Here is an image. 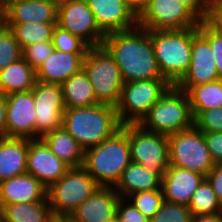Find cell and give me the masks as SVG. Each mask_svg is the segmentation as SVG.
Returning a JSON list of instances; mask_svg holds the SVG:
<instances>
[{"instance_id": "cell-1", "label": "cell", "mask_w": 222, "mask_h": 222, "mask_svg": "<svg viewBox=\"0 0 222 222\" xmlns=\"http://www.w3.org/2000/svg\"><path fill=\"white\" fill-rule=\"evenodd\" d=\"M102 46L115 60L124 83L164 79L151 44L150 30L134 29L105 35Z\"/></svg>"}, {"instance_id": "cell-2", "label": "cell", "mask_w": 222, "mask_h": 222, "mask_svg": "<svg viewBox=\"0 0 222 222\" xmlns=\"http://www.w3.org/2000/svg\"><path fill=\"white\" fill-rule=\"evenodd\" d=\"M117 111L106 105L66 108L62 127L87 150L99 145L121 128Z\"/></svg>"}, {"instance_id": "cell-3", "label": "cell", "mask_w": 222, "mask_h": 222, "mask_svg": "<svg viewBox=\"0 0 222 222\" xmlns=\"http://www.w3.org/2000/svg\"><path fill=\"white\" fill-rule=\"evenodd\" d=\"M131 163L127 124L99 145L85 150L83 168L102 187H114Z\"/></svg>"}, {"instance_id": "cell-4", "label": "cell", "mask_w": 222, "mask_h": 222, "mask_svg": "<svg viewBox=\"0 0 222 222\" xmlns=\"http://www.w3.org/2000/svg\"><path fill=\"white\" fill-rule=\"evenodd\" d=\"M150 38L160 73L171 85H176L191 63L192 28L150 30Z\"/></svg>"}, {"instance_id": "cell-5", "label": "cell", "mask_w": 222, "mask_h": 222, "mask_svg": "<svg viewBox=\"0 0 222 222\" xmlns=\"http://www.w3.org/2000/svg\"><path fill=\"white\" fill-rule=\"evenodd\" d=\"M143 129L171 135L194 125L187 92L172 85L138 123Z\"/></svg>"}, {"instance_id": "cell-6", "label": "cell", "mask_w": 222, "mask_h": 222, "mask_svg": "<svg viewBox=\"0 0 222 222\" xmlns=\"http://www.w3.org/2000/svg\"><path fill=\"white\" fill-rule=\"evenodd\" d=\"M82 69L94 88L99 105L116 109L124 81L113 57L103 47H90L83 59Z\"/></svg>"}, {"instance_id": "cell-7", "label": "cell", "mask_w": 222, "mask_h": 222, "mask_svg": "<svg viewBox=\"0 0 222 222\" xmlns=\"http://www.w3.org/2000/svg\"><path fill=\"white\" fill-rule=\"evenodd\" d=\"M171 86L166 79L124 83L116 107L119 122L122 125L138 124Z\"/></svg>"}, {"instance_id": "cell-8", "label": "cell", "mask_w": 222, "mask_h": 222, "mask_svg": "<svg viewBox=\"0 0 222 222\" xmlns=\"http://www.w3.org/2000/svg\"><path fill=\"white\" fill-rule=\"evenodd\" d=\"M169 165L204 175L214 168L204 134L195 125L168 136Z\"/></svg>"}, {"instance_id": "cell-9", "label": "cell", "mask_w": 222, "mask_h": 222, "mask_svg": "<svg viewBox=\"0 0 222 222\" xmlns=\"http://www.w3.org/2000/svg\"><path fill=\"white\" fill-rule=\"evenodd\" d=\"M100 185L83 168H70L66 174L47 189L52 213L71 215Z\"/></svg>"}, {"instance_id": "cell-10", "label": "cell", "mask_w": 222, "mask_h": 222, "mask_svg": "<svg viewBox=\"0 0 222 222\" xmlns=\"http://www.w3.org/2000/svg\"><path fill=\"white\" fill-rule=\"evenodd\" d=\"M131 162L156 171L161 176L169 167L168 136L143 129L139 124H127Z\"/></svg>"}, {"instance_id": "cell-11", "label": "cell", "mask_w": 222, "mask_h": 222, "mask_svg": "<svg viewBox=\"0 0 222 222\" xmlns=\"http://www.w3.org/2000/svg\"><path fill=\"white\" fill-rule=\"evenodd\" d=\"M200 20L178 0H150L138 15V26L146 30L196 28Z\"/></svg>"}, {"instance_id": "cell-12", "label": "cell", "mask_w": 222, "mask_h": 222, "mask_svg": "<svg viewBox=\"0 0 222 222\" xmlns=\"http://www.w3.org/2000/svg\"><path fill=\"white\" fill-rule=\"evenodd\" d=\"M35 101L36 139L62 126L66 109L60 84L36 81L33 88Z\"/></svg>"}, {"instance_id": "cell-13", "label": "cell", "mask_w": 222, "mask_h": 222, "mask_svg": "<svg viewBox=\"0 0 222 222\" xmlns=\"http://www.w3.org/2000/svg\"><path fill=\"white\" fill-rule=\"evenodd\" d=\"M57 25L79 36L90 47L102 46L105 34L99 29L85 0L66 3L57 8Z\"/></svg>"}, {"instance_id": "cell-14", "label": "cell", "mask_w": 222, "mask_h": 222, "mask_svg": "<svg viewBox=\"0 0 222 222\" xmlns=\"http://www.w3.org/2000/svg\"><path fill=\"white\" fill-rule=\"evenodd\" d=\"M218 79L210 43L198 31V27L192 28L191 63L186 74L175 86L187 92L192 86Z\"/></svg>"}, {"instance_id": "cell-15", "label": "cell", "mask_w": 222, "mask_h": 222, "mask_svg": "<svg viewBox=\"0 0 222 222\" xmlns=\"http://www.w3.org/2000/svg\"><path fill=\"white\" fill-rule=\"evenodd\" d=\"M6 138L36 139L33 89L6 95Z\"/></svg>"}, {"instance_id": "cell-16", "label": "cell", "mask_w": 222, "mask_h": 222, "mask_svg": "<svg viewBox=\"0 0 222 222\" xmlns=\"http://www.w3.org/2000/svg\"><path fill=\"white\" fill-rule=\"evenodd\" d=\"M99 29L106 35L134 29L138 15L126 0H85Z\"/></svg>"}, {"instance_id": "cell-17", "label": "cell", "mask_w": 222, "mask_h": 222, "mask_svg": "<svg viewBox=\"0 0 222 222\" xmlns=\"http://www.w3.org/2000/svg\"><path fill=\"white\" fill-rule=\"evenodd\" d=\"M70 167L40 139H29L27 173L39 180L47 189L62 178Z\"/></svg>"}, {"instance_id": "cell-18", "label": "cell", "mask_w": 222, "mask_h": 222, "mask_svg": "<svg viewBox=\"0 0 222 222\" xmlns=\"http://www.w3.org/2000/svg\"><path fill=\"white\" fill-rule=\"evenodd\" d=\"M120 196L114 187L100 186L71 214L73 222H110L116 218Z\"/></svg>"}, {"instance_id": "cell-19", "label": "cell", "mask_w": 222, "mask_h": 222, "mask_svg": "<svg viewBox=\"0 0 222 222\" xmlns=\"http://www.w3.org/2000/svg\"><path fill=\"white\" fill-rule=\"evenodd\" d=\"M57 22V7L50 0H5L4 24Z\"/></svg>"}, {"instance_id": "cell-20", "label": "cell", "mask_w": 222, "mask_h": 222, "mask_svg": "<svg viewBox=\"0 0 222 222\" xmlns=\"http://www.w3.org/2000/svg\"><path fill=\"white\" fill-rule=\"evenodd\" d=\"M205 178L200 173L169 165L162 176L164 200L188 206L193 193Z\"/></svg>"}, {"instance_id": "cell-21", "label": "cell", "mask_w": 222, "mask_h": 222, "mask_svg": "<svg viewBox=\"0 0 222 222\" xmlns=\"http://www.w3.org/2000/svg\"><path fill=\"white\" fill-rule=\"evenodd\" d=\"M47 198V188L25 173L0 182V209L14 203H33Z\"/></svg>"}, {"instance_id": "cell-22", "label": "cell", "mask_w": 222, "mask_h": 222, "mask_svg": "<svg viewBox=\"0 0 222 222\" xmlns=\"http://www.w3.org/2000/svg\"><path fill=\"white\" fill-rule=\"evenodd\" d=\"M86 53H67L55 50L36 70V80L62 85L82 69Z\"/></svg>"}, {"instance_id": "cell-23", "label": "cell", "mask_w": 222, "mask_h": 222, "mask_svg": "<svg viewBox=\"0 0 222 222\" xmlns=\"http://www.w3.org/2000/svg\"><path fill=\"white\" fill-rule=\"evenodd\" d=\"M29 139H0V182L27 173Z\"/></svg>"}, {"instance_id": "cell-24", "label": "cell", "mask_w": 222, "mask_h": 222, "mask_svg": "<svg viewBox=\"0 0 222 222\" xmlns=\"http://www.w3.org/2000/svg\"><path fill=\"white\" fill-rule=\"evenodd\" d=\"M162 176L141 164L131 162L123 171L121 178L114 186V190L121 198L139 191L162 189Z\"/></svg>"}, {"instance_id": "cell-25", "label": "cell", "mask_w": 222, "mask_h": 222, "mask_svg": "<svg viewBox=\"0 0 222 222\" xmlns=\"http://www.w3.org/2000/svg\"><path fill=\"white\" fill-rule=\"evenodd\" d=\"M41 139L70 168L83 167L85 150L62 126Z\"/></svg>"}, {"instance_id": "cell-26", "label": "cell", "mask_w": 222, "mask_h": 222, "mask_svg": "<svg viewBox=\"0 0 222 222\" xmlns=\"http://www.w3.org/2000/svg\"><path fill=\"white\" fill-rule=\"evenodd\" d=\"M36 81V71L22 57L0 71V93L28 92Z\"/></svg>"}, {"instance_id": "cell-27", "label": "cell", "mask_w": 222, "mask_h": 222, "mask_svg": "<svg viewBox=\"0 0 222 222\" xmlns=\"http://www.w3.org/2000/svg\"><path fill=\"white\" fill-rule=\"evenodd\" d=\"M61 86L66 108L90 107L97 104L94 88L83 69Z\"/></svg>"}, {"instance_id": "cell-28", "label": "cell", "mask_w": 222, "mask_h": 222, "mask_svg": "<svg viewBox=\"0 0 222 222\" xmlns=\"http://www.w3.org/2000/svg\"><path fill=\"white\" fill-rule=\"evenodd\" d=\"M187 95L195 119L202 111L222 107V80L192 86Z\"/></svg>"}, {"instance_id": "cell-29", "label": "cell", "mask_w": 222, "mask_h": 222, "mask_svg": "<svg viewBox=\"0 0 222 222\" xmlns=\"http://www.w3.org/2000/svg\"><path fill=\"white\" fill-rule=\"evenodd\" d=\"M52 211L48 198L33 203H14L1 210L4 222H46Z\"/></svg>"}, {"instance_id": "cell-30", "label": "cell", "mask_w": 222, "mask_h": 222, "mask_svg": "<svg viewBox=\"0 0 222 222\" xmlns=\"http://www.w3.org/2000/svg\"><path fill=\"white\" fill-rule=\"evenodd\" d=\"M57 22L5 24L11 28L22 50L35 43L52 41L53 30Z\"/></svg>"}, {"instance_id": "cell-31", "label": "cell", "mask_w": 222, "mask_h": 222, "mask_svg": "<svg viewBox=\"0 0 222 222\" xmlns=\"http://www.w3.org/2000/svg\"><path fill=\"white\" fill-rule=\"evenodd\" d=\"M188 208L193 216L222 213V203L206 178L193 193Z\"/></svg>"}, {"instance_id": "cell-32", "label": "cell", "mask_w": 222, "mask_h": 222, "mask_svg": "<svg viewBox=\"0 0 222 222\" xmlns=\"http://www.w3.org/2000/svg\"><path fill=\"white\" fill-rule=\"evenodd\" d=\"M22 48L14 31L5 24L0 26V71L22 58Z\"/></svg>"}, {"instance_id": "cell-33", "label": "cell", "mask_w": 222, "mask_h": 222, "mask_svg": "<svg viewBox=\"0 0 222 222\" xmlns=\"http://www.w3.org/2000/svg\"><path fill=\"white\" fill-rule=\"evenodd\" d=\"M126 199L148 219L158 212L164 201L162 189L139 191L129 195Z\"/></svg>"}, {"instance_id": "cell-34", "label": "cell", "mask_w": 222, "mask_h": 222, "mask_svg": "<svg viewBox=\"0 0 222 222\" xmlns=\"http://www.w3.org/2000/svg\"><path fill=\"white\" fill-rule=\"evenodd\" d=\"M52 42L55 50L67 53H87L90 46L79 36L73 35L56 24Z\"/></svg>"}, {"instance_id": "cell-35", "label": "cell", "mask_w": 222, "mask_h": 222, "mask_svg": "<svg viewBox=\"0 0 222 222\" xmlns=\"http://www.w3.org/2000/svg\"><path fill=\"white\" fill-rule=\"evenodd\" d=\"M192 216L188 206L164 200L149 222H191Z\"/></svg>"}, {"instance_id": "cell-36", "label": "cell", "mask_w": 222, "mask_h": 222, "mask_svg": "<svg viewBox=\"0 0 222 222\" xmlns=\"http://www.w3.org/2000/svg\"><path fill=\"white\" fill-rule=\"evenodd\" d=\"M198 31L210 43L217 75L222 80V34L215 30L206 20L200 21Z\"/></svg>"}, {"instance_id": "cell-37", "label": "cell", "mask_w": 222, "mask_h": 222, "mask_svg": "<svg viewBox=\"0 0 222 222\" xmlns=\"http://www.w3.org/2000/svg\"><path fill=\"white\" fill-rule=\"evenodd\" d=\"M52 41L31 44L23 49V59L36 71L54 51Z\"/></svg>"}, {"instance_id": "cell-38", "label": "cell", "mask_w": 222, "mask_h": 222, "mask_svg": "<svg viewBox=\"0 0 222 222\" xmlns=\"http://www.w3.org/2000/svg\"><path fill=\"white\" fill-rule=\"evenodd\" d=\"M194 125L203 133L222 132V107L202 111L194 119Z\"/></svg>"}, {"instance_id": "cell-39", "label": "cell", "mask_w": 222, "mask_h": 222, "mask_svg": "<svg viewBox=\"0 0 222 222\" xmlns=\"http://www.w3.org/2000/svg\"><path fill=\"white\" fill-rule=\"evenodd\" d=\"M116 218L118 222H149L136 207H134L127 199L120 198L117 206Z\"/></svg>"}, {"instance_id": "cell-40", "label": "cell", "mask_w": 222, "mask_h": 222, "mask_svg": "<svg viewBox=\"0 0 222 222\" xmlns=\"http://www.w3.org/2000/svg\"><path fill=\"white\" fill-rule=\"evenodd\" d=\"M203 134L212 161L214 164H222V132Z\"/></svg>"}, {"instance_id": "cell-41", "label": "cell", "mask_w": 222, "mask_h": 222, "mask_svg": "<svg viewBox=\"0 0 222 222\" xmlns=\"http://www.w3.org/2000/svg\"><path fill=\"white\" fill-rule=\"evenodd\" d=\"M185 5L200 21L207 20L212 0H178Z\"/></svg>"}, {"instance_id": "cell-42", "label": "cell", "mask_w": 222, "mask_h": 222, "mask_svg": "<svg viewBox=\"0 0 222 222\" xmlns=\"http://www.w3.org/2000/svg\"><path fill=\"white\" fill-rule=\"evenodd\" d=\"M206 21L222 34V0H212L209 16Z\"/></svg>"}, {"instance_id": "cell-43", "label": "cell", "mask_w": 222, "mask_h": 222, "mask_svg": "<svg viewBox=\"0 0 222 222\" xmlns=\"http://www.w3.org/2000/svg\"><path fill=\"white\" fill-rule=\"evenodd\" d=\"M206 179L222 203V164H215Z\"/></svg>"}, {"instance_id": "cell-44", "label": "cell", "mask_w": 222, "mask_h": 222, "mask_svg": "<svg viewBox=\"0 0 222 222\" xmlns=\"http://www.w3.org/2000/svg\"><path fill=\"white\" fill-rule=\"evenodd\" d=\"M6 95L0 93V139L6 138Z\"/></svg>"}, {"instance_id": "cell-45", "label": "cell", "mask_w": 222, "mask_h": 222, "mask_svg": "<svg viewBox=\"0 0 222 222\" xmlns=\"http://www.w3.org/2000/svg\"><path fill=\"white\" fill-rule=\"evenodd\" d=\"M191 222H222V213L192 216Z\"/></svg>"}, {"instance_id": "cell-46", "label": "cell", "mask_w": 222, "mask_h": 222, "mask_svg": "<svg viewBox=\"0 0 222 222\" xmlns=\"http://www.w3.org/2000/svg\"><path fill=\"white\" fill-rule=\"evenodd\" d=\"M129 6L139 15L150 0H126Z\"/></svg>"}, {"instance_id": "cell-47", "label": "cell", "mask_w": 222, "mask_h": 222, "mask_svg": "<svg viewBox=\"0 0 222 222\" xmlns=\"http://www.w3.org/2000/svg\"><path fill=\"white\" fill-rule=\"evenodd\" d=\"M46 222H73V221L71 215L51 213Z\"/></svg>"}, {"instance_id": "cell-48", "label": "cell", "mask_w": 222, "mask_h": 222, "mask_svg": "<svg viewBox=\"0 0 222 222\" xmlns=\"http://www.w3.org/2000/svg\"><path fill=\"white\" fill-rule=\"evenodd\" d=\"M5 0H0V26L4 24Z\"/></svg>"}, {"instance_id": "cell-49", "label": "cell", "mask_w": 222, "mask_h": 222, "mask_svg": "<svg viewBox=\"0 0 222 222\" xmlns=\"http://www.w3.org/2000/svg\"><path fill=\"white\" fill-rule=\"evenodd\" d=\"M57 8L63 4L75 2L78 0H50Z\"/></svg>"}, {"instance_id": "cell-50", "label": "cell", "mask_w": 222, "mask_h": 222, "mask_svg": "<svg viewBox=\"0 0 222 222\" xmlns=\"http://www.w3.org/2000/svg\"><path fill=\"white\" fill-rule=\"evenodd\" d=\"M110 222H118V219L117 218H115V219H113L112 221H110Z\"/></svg>"}]
</instances>
